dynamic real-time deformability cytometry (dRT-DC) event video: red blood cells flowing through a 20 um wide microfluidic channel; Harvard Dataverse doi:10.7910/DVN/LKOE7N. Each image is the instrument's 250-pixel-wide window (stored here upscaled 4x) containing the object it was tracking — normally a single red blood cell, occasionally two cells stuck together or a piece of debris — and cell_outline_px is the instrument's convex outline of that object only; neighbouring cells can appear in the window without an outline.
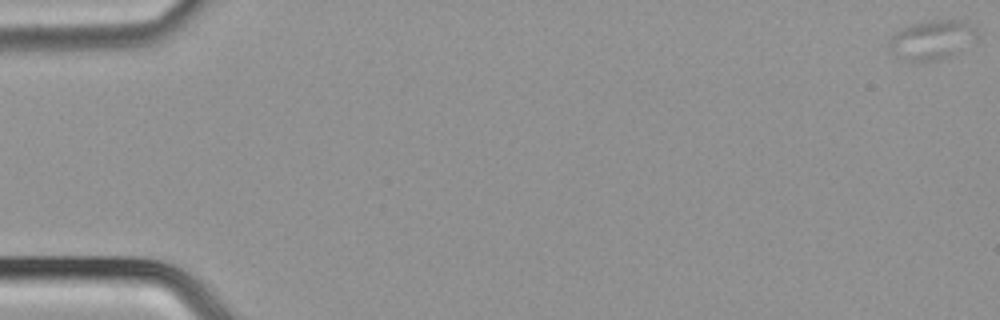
{"species": "common noctule bat (a hibernating species)", "species_latin": "Nyctalus noctula", "temperature_condition": "cold", "stored_images_in_passage": 51, "camera_frame_rate_fps": 3000, "um_per_image_px": 0.085, "animal": {"sex": "male", "body_mass_g": 21.5, "forearm_length_mm": 52.0}, "frame": {"image": 1, "passage_image": 1, "time_ms": 0.0, "image_size_px": [1000, 320], "cell_outline_px": [[976, 36], [948, 56], [940, 60], [916, 64], [912, 64], [896, 56], [888, 48], [888, 40], [896, 32], [908, 24], [932, 20], [960, 20], [976, 24]], "centroid_in_image_um": [79.11, 3.4], "position_along_channel_um": 5.9, "area_um2": 20.29}}
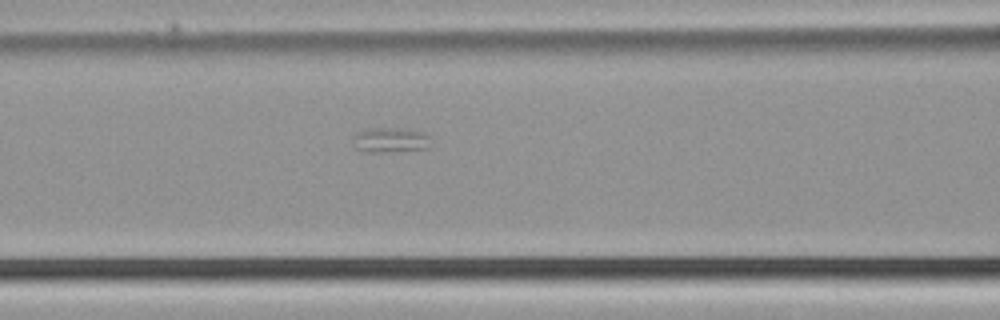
{"frame": {"image": 2, "passage_image": 22, "time_ms": 7.0, "image_size_px": [1000, 320], "cell_outline_px": [[428, 148], [400, 152], [368, 152], [356, 148], [356, 132], [364, 128], [400, 128], [424, 132], [428, 136]], "centroid_in_image_um": [33.2, 11.9], "position_along_channel_um": 133.4, "area_um2": 11.27}}
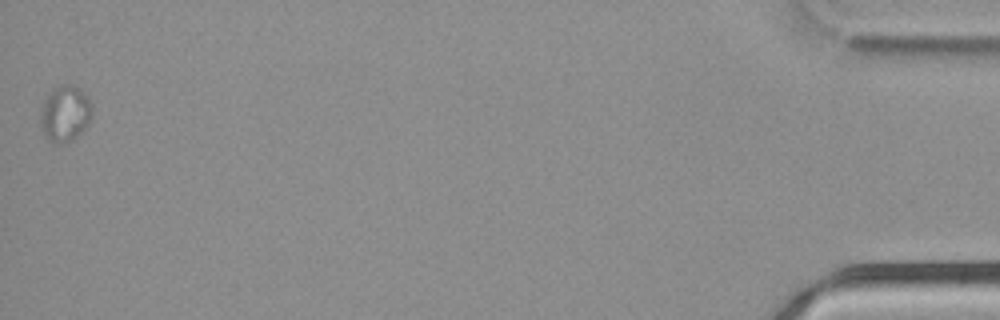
{"frame": {"image": 3, "passage_image": 51, "time_ms": 16.667, "image_size_px": [1000, 320], "cell_outline_px": [[92, 116], [88, 124], [72, 140], [56, 144], [52, 144], [44, 136], [40, 124], [40, 108], [44, 100], [60, 84], [72, 84], [84, 92], [88, 96], [92, 104]], "centroid_in_image_um": [5.53, 9.66], "position_along_channel_um": 429.7, "area_um2": 16.99}}